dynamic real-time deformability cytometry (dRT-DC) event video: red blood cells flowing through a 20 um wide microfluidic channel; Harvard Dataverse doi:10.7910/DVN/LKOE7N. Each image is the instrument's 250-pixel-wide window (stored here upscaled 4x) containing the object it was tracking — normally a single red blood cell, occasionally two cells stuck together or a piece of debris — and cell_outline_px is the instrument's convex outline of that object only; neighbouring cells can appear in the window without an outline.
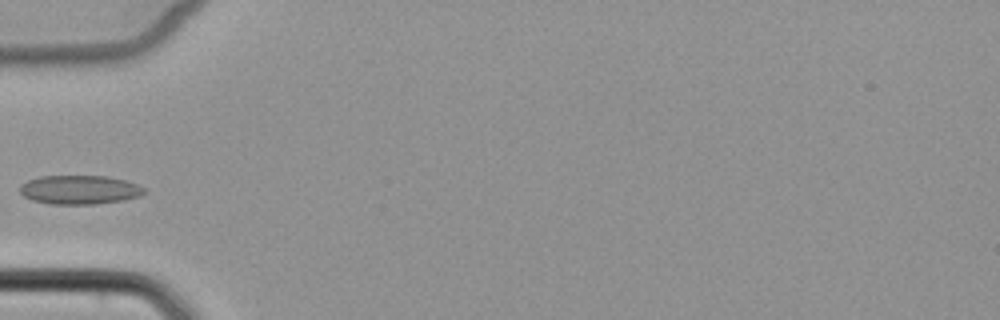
{"species": "common noctule bat (a hibernating species)", "species_latin": "Nyctalus noctula", "temperature_condition": "cold", "stored_images_in_passage": 6, "camera_frame_rate_fps": 3000, "um_per_image_px": 0.085, "animal": {"sex": "female", "body_mass_g": 22.7, "forearm_length_mm": 54.2}, "frame": {"image": 1, "passage_image": 5, "time_ms": 4.667, "image_size_px": [1000, 320], "cell_outline_px": [[144, 192], [140, 196], [124, 200], [96, 204], [52, 204], [32, 200], [24, 196], [20, 192], [20, 184], [28, 180], [40, 176], [108, 176], [124, 180], [136, 184], [144, 188]], "centroid_in_image_um": [6.74, 16.13], "position_along_channel_um": 78.3, "area_um2": 20.92}}
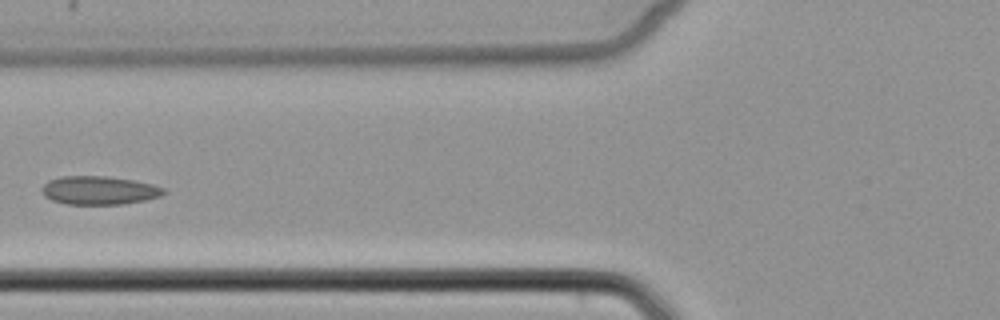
{"frame": {"image": 2, "passage_image": 6, "time_ms": 5.667, "image_size_px": [1000, 320], "cell_outline_px": [[168, 192], [160, 196], [144, 200], [124, 204], [68, 204], [52, 200], [44, 196], [40, 188], [48, 180], [60, 176], [108, 176], [132, 180], [152, 184], [164, 188]], "centroid_in_image_um": [8.41, 16.17], "position_along_channel_um": 117.4, "area_um2": 20.29}}